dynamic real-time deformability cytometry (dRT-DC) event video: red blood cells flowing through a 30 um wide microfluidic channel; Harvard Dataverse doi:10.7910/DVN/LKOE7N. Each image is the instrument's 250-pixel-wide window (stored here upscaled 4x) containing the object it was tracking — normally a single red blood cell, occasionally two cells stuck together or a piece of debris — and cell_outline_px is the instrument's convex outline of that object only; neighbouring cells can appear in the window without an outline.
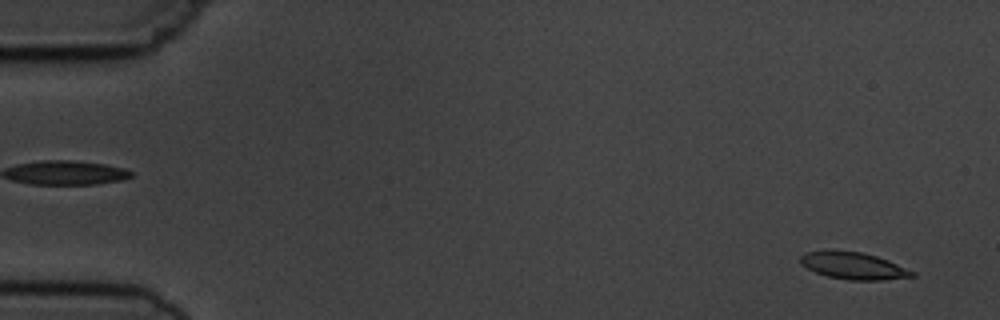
{"species": "common noctule bat (a hibernating species)", "species_latin": "Nyctalus noctula", "temperature_condition": "cold", "stored_images_in_passage": 5, "segment_of_instrument_passage": [2, 2], "camera_frame_rate_fps": 3000, "um_per_image_px": 0.085, "animal": {"sex": "male", "body_mass_g": 19.5, "forearm_length_mm": 54.6}, "frame": {"image": 1, "passage_image": 5, "time_ms": 4.667, "image_size_px": [1000, 320], "cell_outline_px": [[916, 276], [880, 280], [848, 280], [828, 276], [816, 272], [800, 264], [800, 256], [808, 252], [864, 252], [888, 260], [916, 272]], "centroid_in_image_um": [72.6, 22.62], "position_along_channel_um": 12.4, "area_um2": 17.11}}